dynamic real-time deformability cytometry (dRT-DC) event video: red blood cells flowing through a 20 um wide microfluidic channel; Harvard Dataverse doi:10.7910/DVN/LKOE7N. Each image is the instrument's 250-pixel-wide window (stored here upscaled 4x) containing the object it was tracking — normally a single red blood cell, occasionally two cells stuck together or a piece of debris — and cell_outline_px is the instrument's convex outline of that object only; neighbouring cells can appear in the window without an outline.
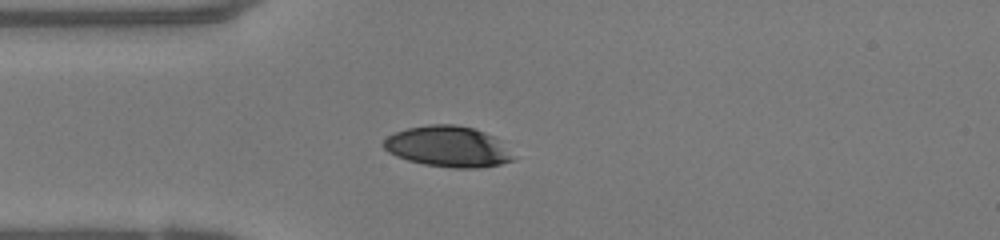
{"species": "human", "species_latin": "Homo sapiens", "temperature_condition": "warm", "stored_images_in_passage": 38, "camera_frame_rate_fps": 3000, "um_per_image_px": 0.085, "donor": {"sex": "female"}, "frame": {"image": 1, "passage_image": 1, "time_ms": 0.0, "image_size_px": [1000, 240], "cell_outline_px": [[516, 160], [500, 164], [480, 168], [452, 168], [424, 164], [408, 160], [396, 156], [388, 152], [380, 144], [388, 136], [396, 132], [408, 128], [428, 124], [456, 124], [476, 128], [492, 136]], "centroid_in_image_um": [38.02, 12.46], "position_along_channel_um": 47.0, "area_um2": 30.63}}
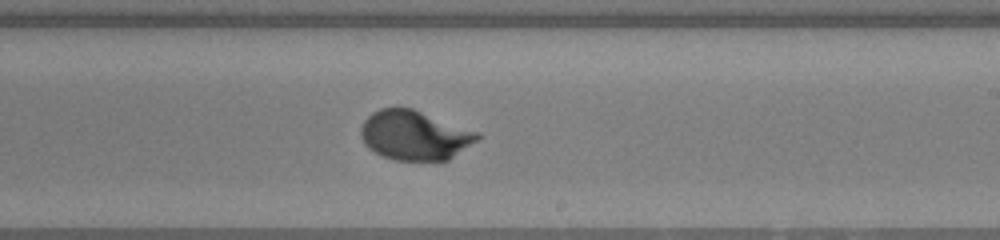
{"frame": {"image": 2, "passage_image": 17, "time_ms": 5.333, "image_size_px": [1000, 240], "cell_outline_px": [[484, 136], [448, 160], [396, 160], [384, 156], [368, 148], [364, 144], [360, 136], [360, 128], [364, 120], [372, 112], [380, 108], [396, 104], [412, 108], [480, 132]], "centroid_in_image_um": [35.23, 11.46], "position_along_channel_um": 253.8, "area_um2": 34.16}}
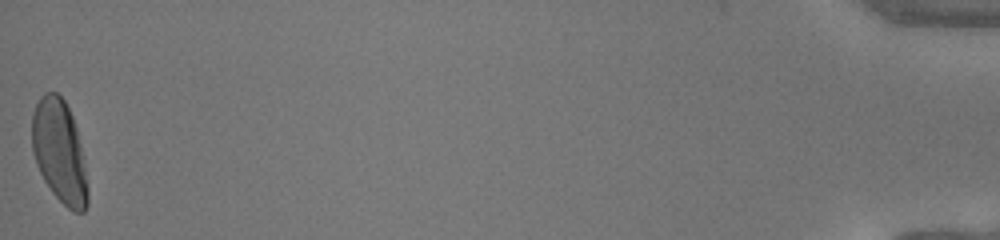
{"frame": {"image": 3, "passage_image": 38, "time_ms": 12.333, "image_size_px": [1000, 240], "cell_outline_px": [[88, 204], [84, 212], [72, 212], [52, 192], [44, 180], [36, 164], [32, 152], [32, 112], [40, 96], [44, 92], [56, 92], [64, 100], [72, 116], [76, 128], [80, 144], [84, 164], [88, 188]], "centroid_in_image_um": [5.04, 12.88], "position_along_channel_um": 430.2, "area_um2": 33.35}, "authors_computed_cell_mechanics": {"area_um2": 33.6107, "velocity_mm_per_s": 4.0681, "shape_relaxation_time_tau1_ms": 3.4008, "shape_relaxation_time_tau2_ms": null, "deformation_change_tau1": 0.1789, "deformation_change_tau2": null}}